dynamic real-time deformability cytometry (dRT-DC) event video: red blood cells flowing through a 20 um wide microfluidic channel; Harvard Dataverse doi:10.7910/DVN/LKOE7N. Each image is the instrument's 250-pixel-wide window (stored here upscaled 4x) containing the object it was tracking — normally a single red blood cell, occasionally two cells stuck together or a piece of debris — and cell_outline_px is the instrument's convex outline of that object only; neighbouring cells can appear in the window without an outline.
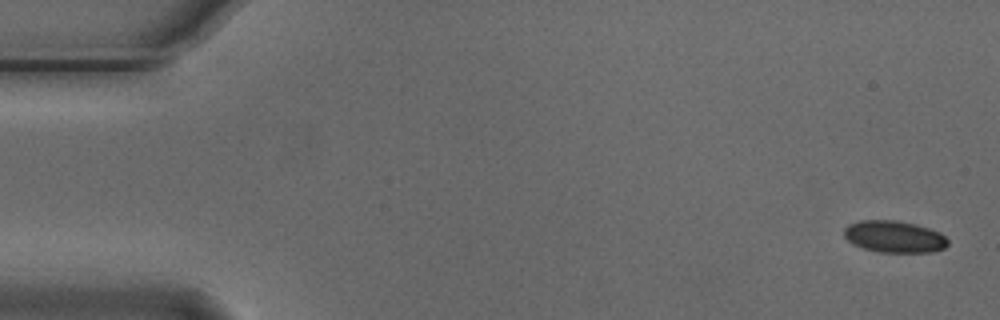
{"species": "Egyptian fruit bat (a non-hibernating species)", "species_latin": "Rousettus aegyptiacus", "temperature_condition": "cold", "stored_images_in_passage": 4, "camera_frame_rate_fps": 3000, "um_per_image_px": 0.085, "animal": {"sex": "male"}, "frame": {"image": 1, "passage_image": 1, "time_ms": 0.0, "image_size_px": [1000, 320], "cell_outline_px": [[948, 244], [944, 248], [932, 252], [880, 252], [864, 248], [852, 244], [844, 236], [844, 228], [848, 224], [860, 220], [896, 220], [916, 224], [940, 232], [948, 240]], "centroid_in_image_um": [76.0, 20.11], "position_along_channel_um": 9.0, "area_um2": 19.31}}